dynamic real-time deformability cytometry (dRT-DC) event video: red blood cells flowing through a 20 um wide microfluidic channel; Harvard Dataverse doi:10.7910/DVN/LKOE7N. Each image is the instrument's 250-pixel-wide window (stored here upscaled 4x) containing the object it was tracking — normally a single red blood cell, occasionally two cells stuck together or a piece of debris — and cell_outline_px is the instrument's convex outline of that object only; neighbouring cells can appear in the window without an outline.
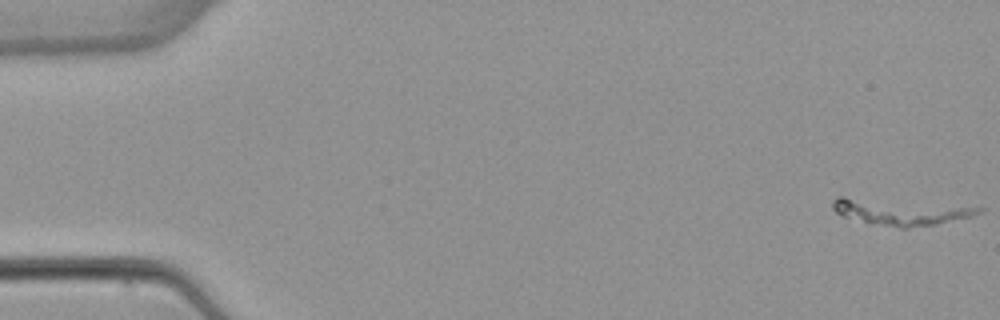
{"species": "common noctule bat (a hibernating species)", "species_latin": "Nyctalus noctula", "temperature_condition": "warm", "stored_images_in_passage": 5, "camera_frame_rate_fps": 3000, "um_per_image_px": 0.085, "animal": {"sex": "female", "body_mass_g": 22.7, "forearm_length_mm": 54.2}, "frame": {"image": 1, "passage_image": 1, "time_ms": 0.0, "image_size_px": [1000, 320], "cell_outline_px": [[984, 208], [980, 212], [972, 216], [936, 224], [908, 228], [900, 228], [868, 224], [844, 216], [836, 212], [832, 208], [832, 200], [836, 196], [844, 196]], "centroid_in_image_um": [76.43, 18.02], "position_along_channel_um": 8.6, "area_um2": 22.02}}
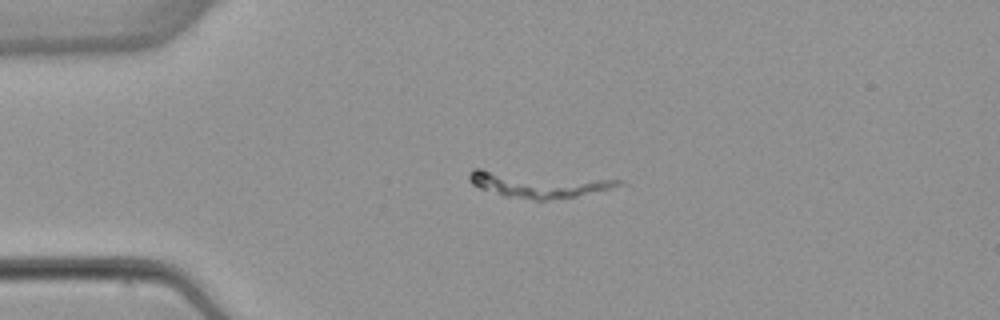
{"frame": {"image": 2, "passage_image": 4, "time_ms": 3.667, "image_size_px": [1000, 320], "cell_outline_px": [[628, 184], [612, 188], [576, 196], [548, 200], [536, 200], [504, 196], [480, 188], [472, 184], [468, 180], [468, 172], [472, 168], [480, 168], [624, 180]], "centroid_in_image_um": [45.72, 15.64], "position_along_channel_um": 39.3, "area_um2": 23.0}}